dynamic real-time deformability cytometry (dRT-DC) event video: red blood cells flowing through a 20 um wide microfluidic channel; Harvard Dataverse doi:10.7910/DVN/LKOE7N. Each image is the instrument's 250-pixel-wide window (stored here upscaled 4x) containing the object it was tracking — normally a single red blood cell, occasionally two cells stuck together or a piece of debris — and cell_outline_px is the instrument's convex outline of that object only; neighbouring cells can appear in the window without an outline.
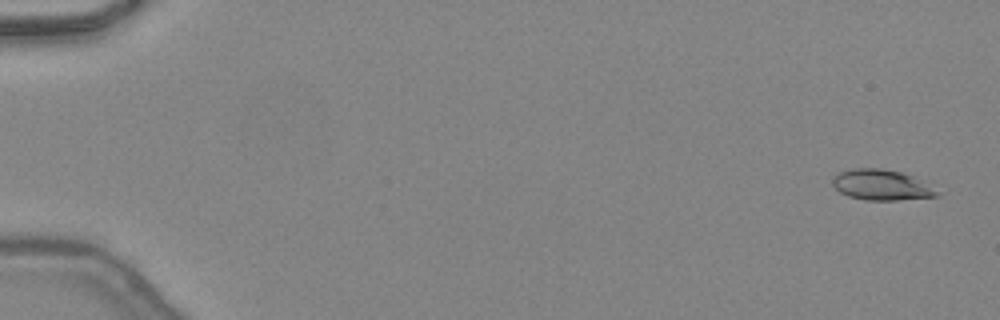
{"species": "common noctule bat (a hibernating species)", "species_latin": "Nyctalus noctula", "temperature_condition": "warm", "stored_images_in_passage": 10, "camera_frame_rate_fps": 3000, "um_per_image_px": 0.085, "animal": {"sex": "female", "body_mass_g": 24.6, "forearm_length_mm": 56.2}, "frame": {"image": 1, "passage_image": 2, "time_ms": 0.333, "image_size_px": [1000, 320], "cell_outline_px": [[940, 196], [896, 200], [864, 200], [848, 196], [840, 192], [832, 184], [832, 176], [840, 172], [856, 168], [880, 168], [900, 172], [912, 176], [936, 192]], "centroid_in_image_um": [74.82, 15.72], "position_along_channel_um": 10.2, "area_um2": 18.15}}